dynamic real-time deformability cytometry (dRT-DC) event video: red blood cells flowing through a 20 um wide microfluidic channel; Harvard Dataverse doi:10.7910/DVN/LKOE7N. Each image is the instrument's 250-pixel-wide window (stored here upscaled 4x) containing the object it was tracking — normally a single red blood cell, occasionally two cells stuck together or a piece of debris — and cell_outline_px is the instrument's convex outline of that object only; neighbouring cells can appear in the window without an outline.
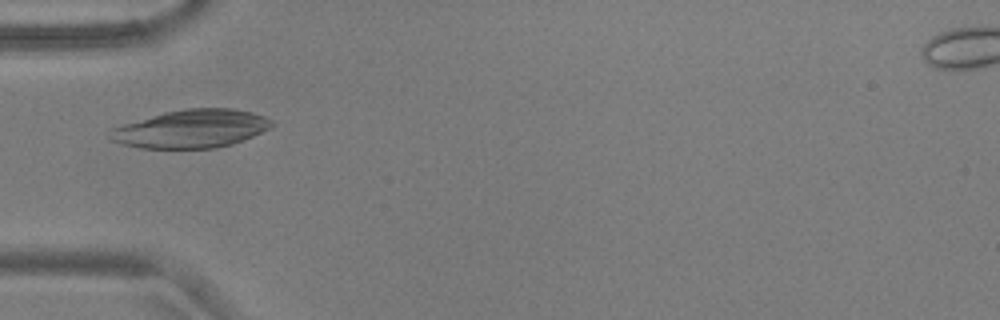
{"species": "common noctule bat (a hibernating species)", "species_latin": "Nyctalus noctula", "temperature_condition": "warm", "stored_images_in_passage": 20, "camera_frame_rate_fps": 3000, "um_per_image_px": 0.085, "animal": {"sex": "male", "body_mass_g": 17.9, "forearm_length_mm": 54.2}, "frame": {"image": 1, "passage_image": 1, "time_ms": 0.0, "image_size_px": [1000, 320], "cell_outline_px": [[272, 128], [244, 140], [232, 144], [216, 148], [140, 148], [124, 144], [112, 140], [112, 128], [124, 124], [164, 112], [184, 108], [232, 108], [252, 112], [264, 116], [272, 120]], "centroid_in_image_um": [16.34, 10.94], "position_along_channel_um": 68.7, "area_um2": 35.78}}